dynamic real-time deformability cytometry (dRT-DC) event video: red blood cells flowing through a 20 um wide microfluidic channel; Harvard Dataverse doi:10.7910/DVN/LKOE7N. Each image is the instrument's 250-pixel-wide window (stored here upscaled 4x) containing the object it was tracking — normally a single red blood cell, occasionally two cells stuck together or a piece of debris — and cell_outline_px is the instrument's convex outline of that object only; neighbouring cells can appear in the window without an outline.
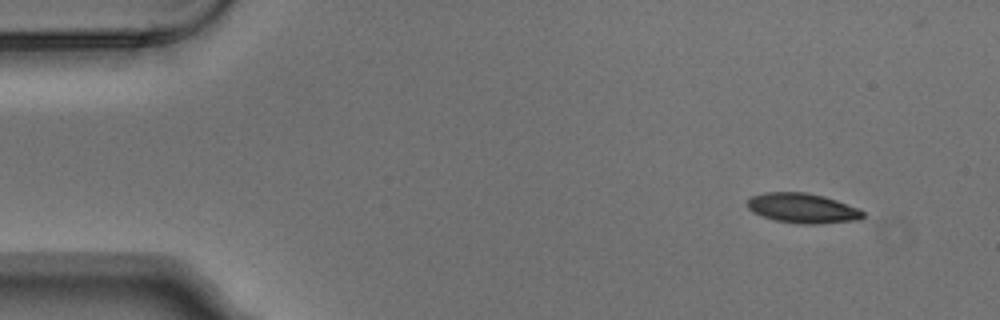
{"species": "Egyptian fruit bat (a non-hibernating species)", "species_latin": "Rousettus aegyptiacus", "temperature_condition": "warm", "stored_images_in_passage": 4, "camera_frame_rate_fps": 3000, "um_per_image_px": 0.085, "animal": {"sex": "male"}, "frame": {"image": 1, "passage_image": 1, "time_ms": 0.0, "image_size_px": [1000, 320], "cell_outline_px": [[864, 216], [860, 220], [820, 224], [800, 224], [776, 220], [752, 212], [744, 204], [752, 196], [764, 192], [804, 192], [824, 196], [836, 200], [856, 208], [864, 212]], "centroid_in_image_um": [68.2, 17.7], "position_along_channel_um": 16.8, "area_um2": 20.11}}